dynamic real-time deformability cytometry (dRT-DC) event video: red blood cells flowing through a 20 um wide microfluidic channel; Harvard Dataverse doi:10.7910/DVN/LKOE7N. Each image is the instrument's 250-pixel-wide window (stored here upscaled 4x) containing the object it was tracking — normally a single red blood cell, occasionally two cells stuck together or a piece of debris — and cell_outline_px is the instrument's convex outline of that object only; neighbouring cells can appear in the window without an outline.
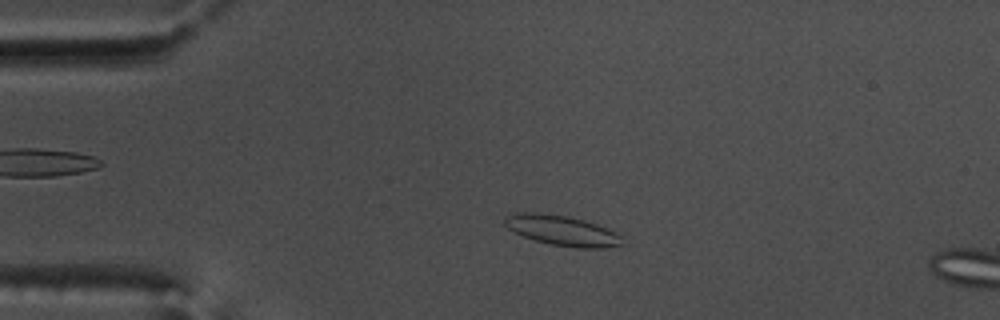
{"species": "common noctule bat (a hibernating species)", "species_latin": "Nyctalus noctula", "temperature_condition": "warm", "stored_images_in_passage": 13, "camera_frame_rate_fps": 3000, "um_per_image_px": 0.085, "animal": {"sex": "male", "body_mass_g": 17.5, "forearm_length_mm": 52.3}, "frame": {"image": 1, "passage_image": 10, "time_ms": 3.0, "image_size_px": [1000, 320], "cell_outline_px": [[620, 244], [600, 248], [576, 248], [552, 244], [536, 240], [512, 232], [504, 224], [504, 216], [512, 212], [536, 212], [568, 216], [584, 220], [608, 228], [616, 232], [620, 236]], "centroid_in_image_um": [47.69, 19.57], "position_along_channel_um": 37.3, "area_um2": 20.58}}